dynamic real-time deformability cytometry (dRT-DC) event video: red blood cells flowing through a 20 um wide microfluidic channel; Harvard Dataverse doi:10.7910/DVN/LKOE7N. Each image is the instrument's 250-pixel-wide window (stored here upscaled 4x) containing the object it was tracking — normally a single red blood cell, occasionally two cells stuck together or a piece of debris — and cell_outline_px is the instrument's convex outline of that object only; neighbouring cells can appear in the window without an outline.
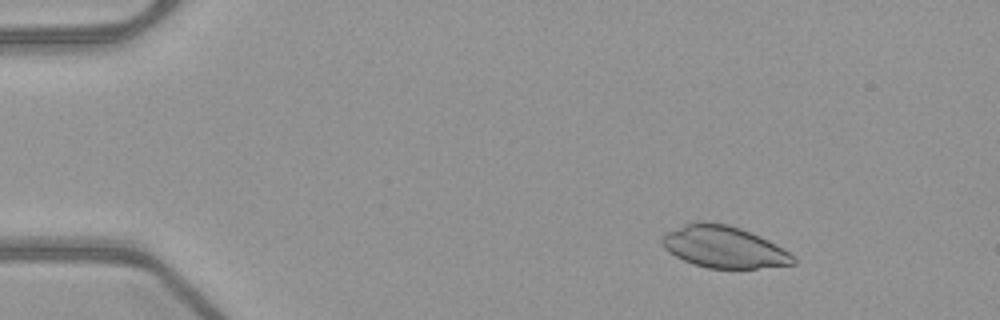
{"species": "common noctule bat (a hibernating species)", "species_latin": "Nyctalus noctula", "temperature_condition": "warm", "stored_images_in_passage": 46, "camera_frame_rate_fps": 3000, "um_per_image_px": 0.085, "animal": {"sex": "female", "body_mass_g": 21.9}, "frame": {"image": 1, "passage_image": 1, "time_ms": 0.0, "image_size_px": [1000, 320], "cell_outline_px": [[796, 264], [756, 268], [708, 268], [692, 264], [676, 256], [664, 248], [660, 240], [668, 232], [684, 224], [696, 220], [704, 220], [728, 224], [740, 228], [760, 236], [776, 244], [788, 252], [796, 260]], "centroid_in_image_um": [61.51, 20.97], "position_along_channel_um": 23.5, "area_um2": 31.91}}
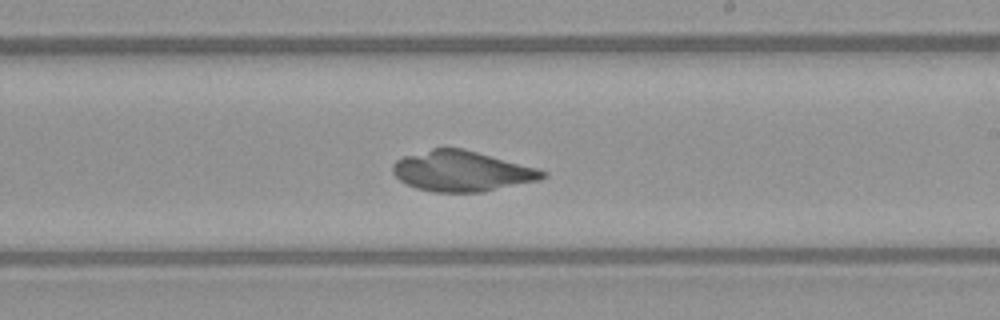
{"frame": {"image": 2, "passage_image": 25, "time_ms": 8.0, "image_size_px": [1000, 320], "cell_outline_px": [[544, 176], [540, 180], [484, 192], [432, 192], [416, 188], [400, 180], [392, 172], [392, 164], [396, 160], [404, 156], [432, 148], [464, 148], [536, 168], [544, 172]], "centroid_in_image_um": [39.22, 14.55], "position_along_channel_um": 249.8, "area_um2": 35.14}}
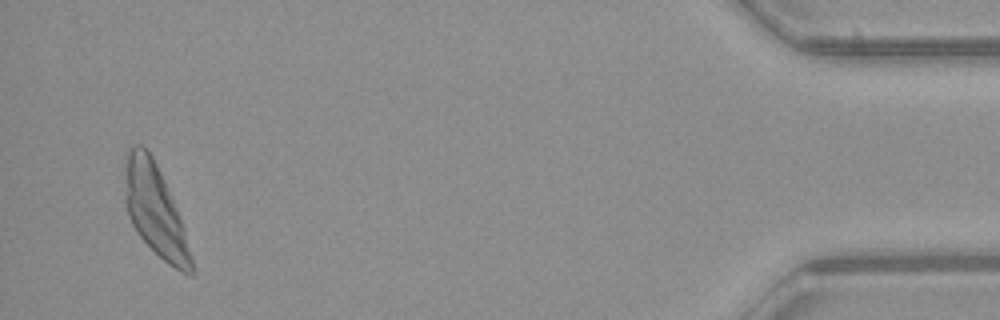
{"frame": {"image": 3, "passage_image": 44, "time_ms": 14.333, "image_size_px": [1000, 320], "cell_outline_px": [[196, 272], [192, 276], [180, 272], [168, 264], [136, 232], [128, 216], [124, 200], [128, 148], [136, 144], [140, 144], [152, 156], [156, 164], [176, 208], [184, 228], [196, 268]], "centroid_in_image_um": [13.22, 17.96], "position_along_channel_um": 422.0, "area_um2": 34.97}}